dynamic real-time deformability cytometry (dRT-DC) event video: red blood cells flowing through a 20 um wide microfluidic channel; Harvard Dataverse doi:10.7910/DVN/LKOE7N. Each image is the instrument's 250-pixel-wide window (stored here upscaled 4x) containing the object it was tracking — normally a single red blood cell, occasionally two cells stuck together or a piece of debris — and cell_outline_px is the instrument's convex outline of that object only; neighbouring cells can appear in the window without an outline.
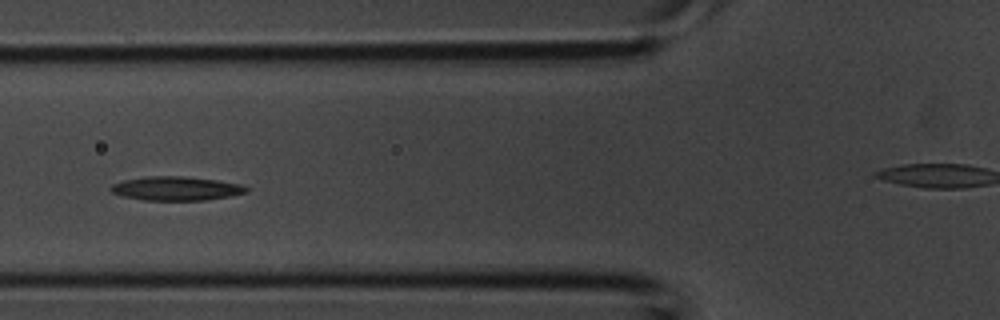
{"species": "common noctule bat (a hibernating species)", "species_latin": "Nyctalus noctula", "temperature_condition": "room temperature", "stored_images_in_passage": 5, "camera_frame_rate_fps": 3000, "um_per_image_px": 0.085, "animal": {"sex": "male", "body_mass_g": 20.1, "forearm_length_mm": 53.5}, "frame": {"image": 1, "passage_image": 4, "time_ms": 1.0, "image_size_px": [1000, 320], "cell_outline_px": [[248, 192], [228, 196], [204, 200], [144, 200], [124, 196], [112, 192], [108, 188], [112, 184], [124, 180], [144, 176], [184, 176], [216, 180], [244, 184], [248, 188]], "centroid_in_image_um": [14.97, 16.01], "position_along_channel_um": 110.8, "area_um2": 18.9}}